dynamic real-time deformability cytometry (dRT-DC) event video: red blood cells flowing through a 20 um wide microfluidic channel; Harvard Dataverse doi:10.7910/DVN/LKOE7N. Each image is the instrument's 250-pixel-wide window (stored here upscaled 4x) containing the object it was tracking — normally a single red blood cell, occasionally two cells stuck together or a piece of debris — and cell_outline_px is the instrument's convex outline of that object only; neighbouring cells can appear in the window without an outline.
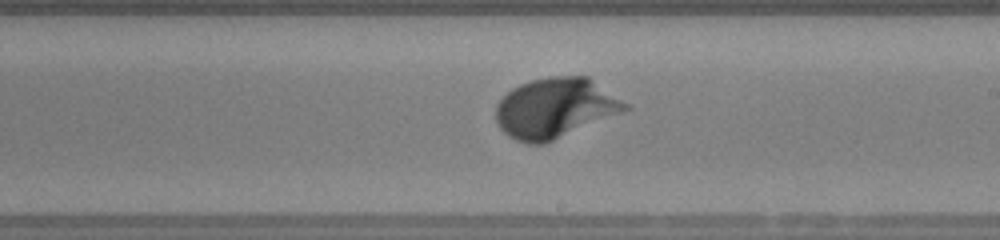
{"species": "human", "species_latin": "Homo sapiens", "temperature_condition": "warm", "stored_images_in_passage": 48, "camera_frame_rate_fps": 3000, "um_per_image_px": 0.085, "donor": {"sex": "female"}, "frame": {"image": 1, "passage_image": 27, "time_ms": 8.667, "image_size_px": [1000, 240], "cell_outline_px": [[632, 108], [544, 144], [528, 144], [516, 140], [508, 136], [500, 128], [496, 120], [496, 104], [512, 88], [520, 84], [532, 80], [548, 76], [588, 76], [628, 104]], "centroid_in_image_um": [47.18, 9.18], "position_along_channel_um": 241.8, "area_um2": 45.03}}
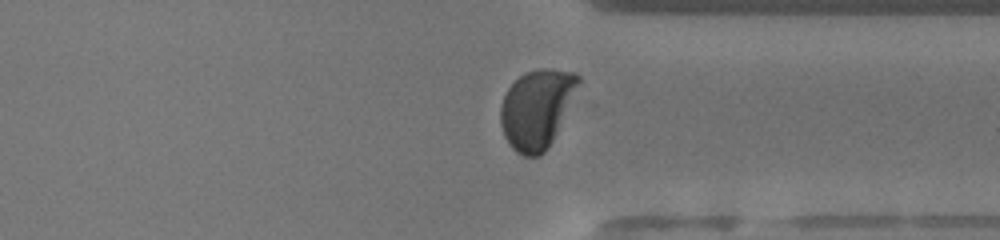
{"frame": {"image": 2, "passage_image": 36, "time_ms": 11.667, "image_size_px": [1000, 240], "cell_outline_px": [[580, 84], [552, 140], [544, 152], [540, 156], [524, 156], [516, 152], [508, 144], [504, 136], [500, 124], [500, 104], [508, 88], [524, 72], [540, 68], [548, 68], [576, 72], [580, 76]], "centroid_in_image_um": [45.61, 9.23], "position_along_channel_um": 365.8, "area_um2": 35.72}}
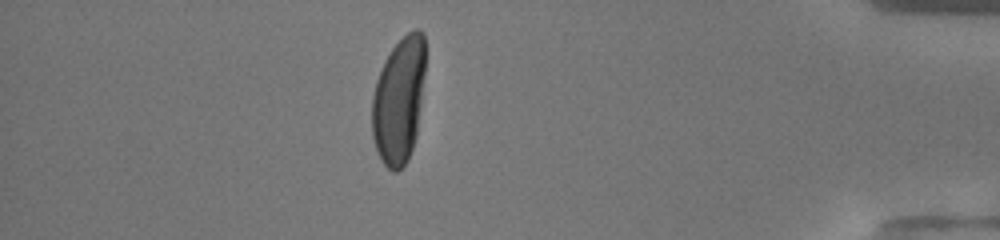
{"frame": {"image": 3, "passage_image": 42, "time_ms": 13.667, "image_size_px": [1000, 240], "cell_outline_px": [[424, 72], [420, 108], [416, 136], [408, 160], [396, 172], [392, 172], [380, 160], [372, 136], [372, 96], [376, 80], [384, 60], [392, 48], [408, 32], [416, 28], [424, 32]], "centroid_in_image_um": [33.89, 8.54], "position_along_channel_um": 401.3, "area_um2": 39.19}, "authors_computed_cell_mechanics": {"area_um2": 40.0554, "velocity_mm_per_s": 4.1386, "shape_relaxation_time_tau1_ms": 2.5788, "shape_relaxation_time_tau2_ms": null, "deformation_change_tau1": 0.1572, "deformation_change_tau2": null}}